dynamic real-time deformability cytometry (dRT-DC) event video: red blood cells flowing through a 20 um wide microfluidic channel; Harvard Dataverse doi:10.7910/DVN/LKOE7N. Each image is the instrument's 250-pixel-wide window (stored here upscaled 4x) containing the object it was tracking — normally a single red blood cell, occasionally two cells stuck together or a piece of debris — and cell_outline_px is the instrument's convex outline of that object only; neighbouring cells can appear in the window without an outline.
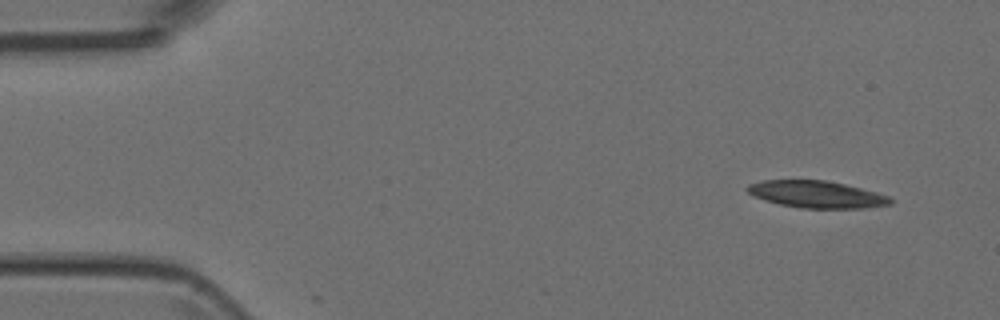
{"species": "Egyptian fruit bat (a non-hibernating species)", "species_latin": "Rousettus aegyptiacus", "temperature_condition": "room temperature", "stored_images_in_passage": 40, "camera_frame_rate_fps": 3000, "um_per_image_px": 0.085, "animal": {"sex": "female"}, "frame": {"image": 1, "passage_image": 3, "time_ms": 0.667, "image_size_px": [1000, 320], "cell_outline_px": [[892, 204], [864, 208], [800, 208], [780, 204], [764, 200], [752, 196], [744, 188], [748, 184], [760, 180], [824, 180], [844, 184], [876, 192], [888, 196], [892, 200]], "centroid_in_image_um": [69.35, 16.52], "position_along_channel_um": 15.6, "area_um2": 22.54}}
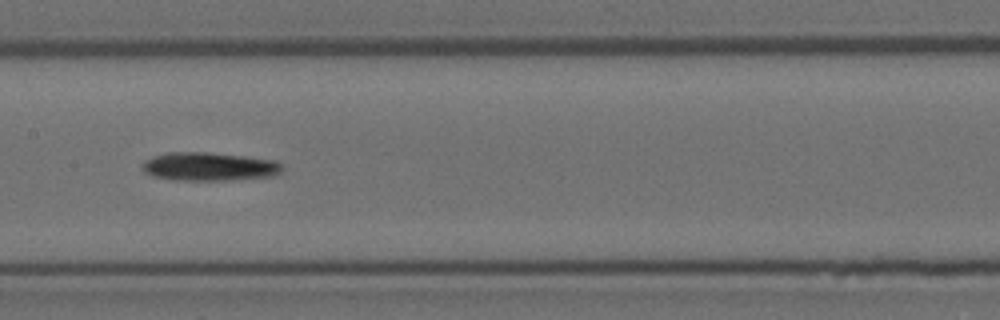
{"frame": {"image": 2, "passage_image": 24, "time_ms": 7.667, "image_size_px": [1000, 320], "cell_outline_px": [[284, 168], [280, 172], [272, 176], [228, 180], [172, 180], [152, 176], [144, 172], [140, 168], [140, 164], [144, 160], [152, 156], [168, 152], [208, 152], [244, 156], [276, 160], [284, 164]], "centroid_in_image_um": [17.74, 14.15], "position_along_channel_um": 189.7, "area_um2": 23.58}}
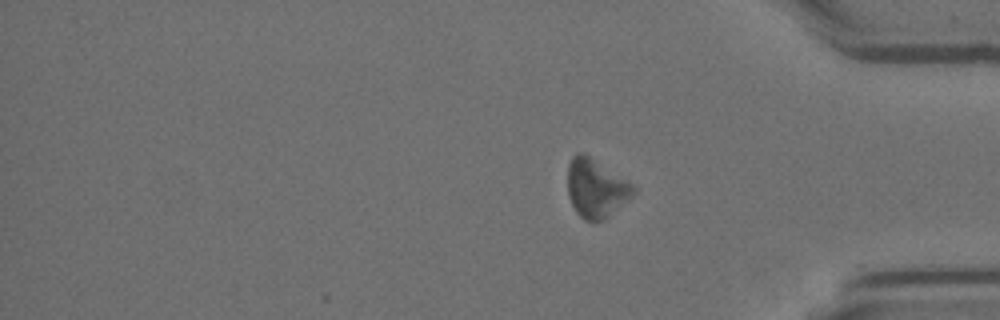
{"frame": {"image": 3, "passage_image": 40, "time_ms": 13.0, "image_size_px": [1000, 320], "cell_outline_px": [[636, 188], [604, 220], [584, 220], [576, 212], [568, 196], [568, 164], [572, 156], [576, 152], [580, 152], [588, 156], [632, 184]], "centroid_in_image_um": [50.57, 15.99], "position_along_channel_um": 384.6, "area_um2": 21.44}}